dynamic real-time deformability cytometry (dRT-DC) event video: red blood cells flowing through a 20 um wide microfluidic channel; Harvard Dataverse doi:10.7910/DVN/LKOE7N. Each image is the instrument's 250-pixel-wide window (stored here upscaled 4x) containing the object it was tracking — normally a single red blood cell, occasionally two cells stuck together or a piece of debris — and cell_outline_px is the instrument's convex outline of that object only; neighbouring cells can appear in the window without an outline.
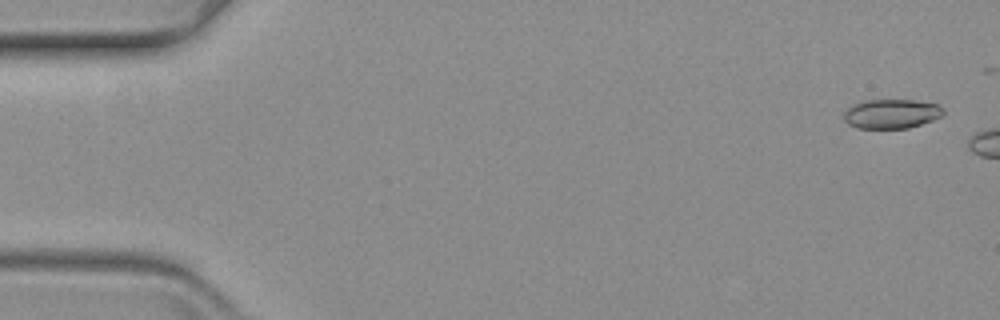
{"species": "common noctule bat (a hibernating species)", "species_latin": "Nyctalus noctula", "temperature_condition": "warm", "stored_images_in_passage": 13, "camera_frame_rate_fps": 3000, "um_per_image_px": 0.085, "animal": {"sex": "female", "body_mass_g": 19.3, "forearm_length_mm": 54.1}, "frame": {"image": 1, "passage_image": 2, "time_ms": 0.333, "image_size_px": [1000, 320], "cell_outline_px": [[944, 116], [908, 128], [856, 128], [848, 124], [844, 120], [844, 112], [852, 104], [860, 100], [916, 100], [940, 104], [944, 108]], "centroid_in_image_um": [75.79, 9.66], "position_along_channel_um": 9.2, "area_um2": 17.28}}